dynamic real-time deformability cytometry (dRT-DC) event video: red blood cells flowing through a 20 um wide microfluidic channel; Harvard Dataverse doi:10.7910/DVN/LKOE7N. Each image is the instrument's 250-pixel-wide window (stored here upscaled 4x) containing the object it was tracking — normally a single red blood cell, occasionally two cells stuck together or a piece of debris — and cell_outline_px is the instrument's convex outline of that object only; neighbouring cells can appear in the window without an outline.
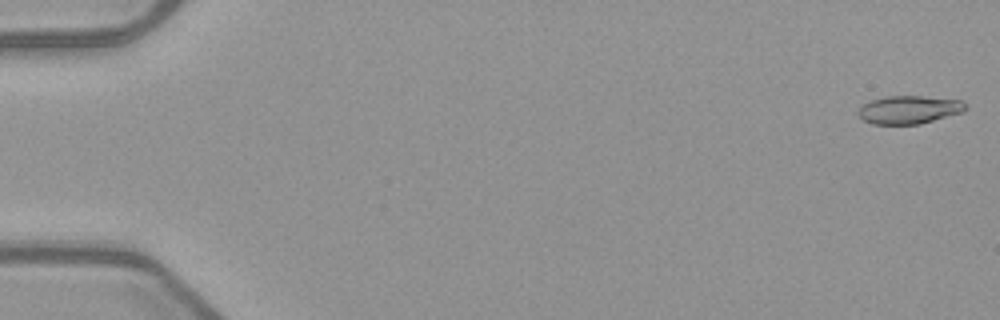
{"species": "common noctule bat (a hibernating species)", "species_latin": "Nyctalus noctula", "temperature_condition": "warm", "stored_images_in_passage": 9, "camera_frame_rate_fps": 3000, "um_per_image_px": 0.085, "animal": {"sex": "female", "body_mass_g": 21.9}, "frame": {"image": 1, "passage_image": 1, "time_ms": 0.0, "image_size_px": [1000, 320], "cell_outline_px": [[968, 108], [964, 112], [920, 124], [872, 124], [864, 120], [856, 112], [868, 100], [888, 96], [924, 96], [960, 100], [968, 104]], "centroid_in_image_um": [77.3, 9.32], "position_along_channel_um": 7.7, "area_um2": 17.74}}